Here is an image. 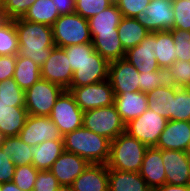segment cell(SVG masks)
I'll return each instance as SVG.
<instances>
[{
  "label": "cell",
  "instance_id": "4316f807",
  "mask_svg": "<svg viewBox=\"0 0 190 191\" xmlns=\"http://www.w3.org/2000/svg\"><path fill=\"white\" fill-rule=\"evenodd\" d=\"M32 164L38 170H50L53 163L64 152L63 141H43L37 146H32Z\"/></svg>",
  "mask_w": 190,
  "mask_h": 191
},
{
  "label": "cell",
  "instance_id": "74e56055",
  "mask_svg": "<svg viewBox=\"0 0 190 191\" xmlns=\"http://www.w3.org/2000/svg\"><path fill=\"white\" fill-rule=\"evenodd\" d=\"M35 2L36 0H7L2 4L0 16L8 20L23 18Z\"/></svg>",
  "mask_w": 190,
  "mask_h": 191
},
{
  "label": "cell",
  "instance_id": "8992f818",
  "mask_svg": "<svg viewBox=\"0 0 190 191\" xmlns=\"http://www.w3.org/2000/svg\"><path fill=\"white\" fill-rule=\"evenodd\" d=\"M65 89L45 79L38 80L25 91V108L28 115L49 116L56 100Z\"/></svg>",
  "mask_w": 190,
  "mask_h": 191
},
{
  "label": "cell",
  "instance_id": "8fae6325",
  "mask_svg": "<svg viewBox=\"0 0 190 191\" xmlns=\"http://www.w3.org/2000/svg\"><path fill=\"white\" fill-rule=\"evenodd\" d=\"M18 137L31 146H37L49 140L63 141L58 126L50 119V116L28 115Z\"/></svg>",
  "mask_w": 190,
  "mask_h": 191
},
{
  "label": "cell",
  "instance_id": "277c9868",
  "mask_svg": "<svg viewBox=\"0 0 190 191\" xmlns=\"http://www.w3.org/2000/svg\"><path fill=\"white\" fill-rule=\"evenodd\" d=\"M56 47L91 43L89 22L77 13L60 15L52 26Z\"/></svg>",
  "mask_w": 190,
  "mask_h": 191
},
{
  "label": "cell",
  "instance_id": "db71d44e",
  "mask_svg": "<svg viewBox=\"0 0 190 191\" xmlns=\"http://www.w3.org/2000/svg\"><path fill=\"white\" fill-rule=\"evenodd\" d=\"M5 1H7V0H0V3L3 4Z\"/></svg>",
  "mask_w": 190,
  "mask_h": 191
},
{
  "label": "cell",
  "instance_id": "f907efd6",
  "mask_svg": "<svg viewBox=\"0 0 190 191\" xmlns=\"http://www.w3.org/2000/svg\"><path fill=\"white\" fill-rule=\"evenodd\" d=\"M0 191H22L12 181L1 184Z\"/></svg>",
  "mask_w": 190,
  "mask_h": 191
},
{
  "label": "cell",
  "instance_id": "1f68e13d",
  "mask_svg": "<svg viewBox=\"0 0 190 191\" xmlns=\"http://www.w3.org/2000/svg\"><path fill=\"white\" fill-rule=\"evenodd\" d=\"M59 16V12L52 0H36L23 19L52 27Z\"/></svg>",
  "mask_w": 190,
  "mask_h": 191
},
{
  "label": "cell",
  "instance_id": "ee69618b",
  "mask_svg": "<svg viewBox=\"0 0 190 191\" xmlns=\"http://www.w3.org/2000/svg\"><path fill=\"white\" fill-rule=\"evenodd\" d=\"M151 0H114L123 17L135 18L145 11Z\"/></svg>",
  "mask_w": 190,
  "mask_h": 191
},
{
  "label": "cell",
  "instance_id": "7bdbcfd3",
  "mask_svg": "<svg viewBox=\"0 0 190 191\" xmlns=\"http://www.w3.org/2000/svg\"><path fill=\"white\" fill-rule=\"evenodd\" d=\"M175 13L174 29L190 31V0H172Z\"/></svg>",
  "mask_w": 190,
  "mask_h": 191
},
{
  "label": "cell",
  "instance_id": "f35d334b",
  "mask_svg": "<svg viewBox=\"0 0 190 191\" xmlns=\"http://www.w3.org/2000/svg\"><path fill=\"white\" fill-rule=\"evenodd\" d=\"M69 59L72 71H76L78 67L90 57L95 51L92 42L78 45H70L62 48Z\"/></svg>",
  "mask_w": 190,
  "mask_h": 191
},
{
  "label": "cell",
  "instance_id": "2e32d148",
  "mask_svg": "<svg viewBox=\"0 0 190 191\" xmlns=\"http://www.w3.org/2000/svg\"><path fill=\"white\" fill-rule=\"evenodd\" d=\"M90 163L74 153L64 151L53 163L50 171L57 179L59 185L71 186Z\"/></svg>",
  "mask_w": 190,
  "mask_h": 191
},
{
  "label": "cell",
  "instance_id": "484cf974",
  "mask_svg": "<svg viewBox=\"0 0 190 191\" xmlns=\"http://www.w3.org/2000/svg\"><path fill=\"white\" fill-rule=\"evenodd\" d=\"M153 49L161 69L166 70L176 62V48L171 30L153 32Z\"/></svg>",
  "mask_w": 190,
  "mask_h": 191
},
{
  "label": "cell",
  "instance_id": "9a60e30c",
  "mask_svg": "<svg viewBox=\"0 0 190 191\" xmlns=\"http://www.w3.org/2000/svg\"><path fill=\"white\" fill-rule=\"evenodd\" d=\"M166 184L190 185V167L184 151L162 149Z\"/></svg>",
  "mask_w": 190,
  "mask_h": 191
},
{
  "label": "cell",
  "instance_id": "4fadbf2b",
  "mask_svg": "<svg viewBox=\"0 0 190 191\" xmlns=\"http://www.w3.org/2000/svg\"><path fill=\"white\" fill-rule=\"evenodd\" d=\"M41 78L68 89L71 86L73 71L68 57L62 48L55 47L50 57L41 67Z\"/></svg>",
  "mask_w": 190,
  "mask_h": 191
},
{
  "label": "cell",
  "instance_id": "f546056e",
  "mask_svg": "<svg viewBox=\"0 0 190 191\" xmlns=\"http://www.w3.org/2000/svg\"><path fill=\"white\" fill-rule=\"evenodd\" d=\"M0 148L3 153L11 157L15 166L32 164V146L26 144L18 136L2 137Z\"/></svg>",
  "mask_w": 190,
  "mask_h": 191
},
{
  "label": "cell",
  "instance_id": "681fc988",
  "mask_svg": "<svg viewBox=\"0 0 190 191\" xmlns=\"http://www.w3.org/2000/svg\"><path fill=\"white\" fill-rule=\"evenodd\" d=\"M153 191H190V185L176 186L164 184L161 187L154 189Z\"/></svg>",
  "mask_w": 190,
  "mask_h": 191
},
{
  "label": "cell",
  "instance_id": "7c38bea8",
  "mask_svg": "<svg viewBox=\"0 0 190 191\" xmlns=\"http://www.w3.org/2000/svg\"><path fill=\"white\" fill-rule=\"evenodd\" d=\"M139 74L125 58L109 62L108 80L114 95L140 91Z\"/></svg>",
  "mask_w": 190,
  "mask_h": 191
},
{
  "label": "cell",
  "instance_id": "5bb4252c",
  "mask_svg": "<svg viewBox=\"0 0 190 191\" xmlns=\"http://www.w3.org/2000/svg\"><path fill=\"white\" fill-rule=\"evenodd\" d=\"M109 62L94 51L90 57L73 72L70 87L99 83L108 79Z\"/></svg>",
  "mask_w": 190,
  "mask_h": 191
},
{
  "label": "cell",
  "instance_id": "83f0119b",
  "mask_svg": "<svg viewBox=\"0 0 190 191\" xmlns=\"http://www.w3.org/2000/svg\"><path fill=\"white\" fill-rule=\"evenodd\" d=\"M122 13L115 3L101 13L88 19L90 34L118 33V25L122 19Z\"/></svg>",
  "mask_w": 190,
  "mask_h": 191
},
{
  "label": "cell",
  "instance_id": "b9f144b4",
  "mask_svg": "<svg viewBox=\"0 0 190 191\" xmlns=\"http://www.w3.org/2000/svg\"><path fill=\"white\" fill-rule=\"evenodd\" d=\"M140 91L149 94L153 89L162 87L168 83L166 72L163 69H159L150 73H140Z\"/></svg>",
  "mask_w": 190,
  "mask_h": 191
},
{
  "label": "cell",
  "instance_id": "f6af8a7d",
  "mask_svg": "<svg viewBox=\"0 0 190 191\" xmlns=\"http://www.w3.org/2000/svg\"><path fill=\"white\" fill-rule=\"evenodd\" d=\"M59 186L57 179L50 170H41L38 172L32 191H57Z\"/></svg>",
  "mask_w": 190,
  "mask_h": 191
},
{
  "label": "cell",
  "instance_id": "7dc6e473",
  "mask_svg": "<svg viewBox=\"0 0 190 191\" xmlns=\"http://www.w3.org/2000/svg\"><path fill=\"white\" fill-rule=\"evenodd\" d=\"M17 55L0 56V82L13 78Z\"/></svg>",
  "mask_w": 190,
  "mask_h": 191
},
{
  "label": "cell",
  "instance_id": "836d02e7",
  "mask_svg": "<svg viewBox=\"0 0 190 191\" xmlns=\"http://www.w3.org/2000/svg\"><path fill=\"white\" fill-rule=\"evenodd\" d=\"M0 103L6 106H25V91L13 78L0 82Z\"/></svg>",
  "mask_w": 190,
  "mask_h": 191
},
{
  "label": "cell",
  "instance_id": "44dd1931",
  "mask_svg": "<svg viewBox=\"0 0 190 191\" xmlns=\"http://www.w3.org/2000/svg\"><path fill=\"white\" fill-rule=\"evenodd\" d=\"M114 96V105L125 124L148 109L147 94L141 91L125 92Z\"/></svg>",
  "mask_w": 190,
  "mask_h": 191
},
{
  "label": "cell",
  "instance_id": "9c48e42d",
  "mask_svg": "<svg viewBox=\"0 0 190 191\" xmlns=\"http://www.w3.org/2000/svg\"><path fill=\"white\" fill-rule=\"evenodd\" d=\"M79 108L87 110L107 107L114 104V92L109 80L80 87H69Z\"/></svg>",
  "mask_w": 190,
  "mask_h": 191
},
{
  "label": "cell",
  "instance_id": "52a82bcc",
  "mask_svg": "<svg viewBox=\"0 0 190 191\" xmlns=\"http://www.w3.org/2000/svg\"><path fill=\"white\" fill-rule=\"evenodd\" d=\"M167 121L163 116L147 109L125 125V132L147 147H155Z\"/></svg>",
  "mask_w": 190,
  "mask_h": 191
},
{
  "label": "cell",
  "instance_id": "ac0fdd59",
  "mask_svg": "<svg viewBox=\"0 0 190 191\" xmlns=\"http://www.w3.org/2000/svg\"><path fill=\"white\" fill-rule=\"evenodd\" d=\"M139 73H150L160 69L153 49V32L137 46L127 50L124 57Z\"/></svg>",
  "mask_w": 190,
  "mask_h": 191
},
{
  "label": "cell",
  "instance_id": "c3c4849f",
  "mask_svg": "<svg viewBox=\"0 0 190 191\" xmlns=\"http://www.w3.org/2000/svg\"><path fill=\"white\" fill-rule=\"evenodd\" d=\"M59 15L75 13V0H52Z\"/></svg>",
  "mask_w": 190,
  "mask_h": 191
},
{
  "label": "cell",
  "instance_id": "f5cc1de1",
  "mask_svg": "<svg viewBox=\"0 0 190 191\" xmlns=\"http://www.w3.org/2000/svg\"><path fill=\"white\" fill-rule=\"evenodd\" d=\"M185 153H186L188 164H189V167H190V148L187 151H185Z\"/></svg>",
  "mask_w": 190,
  "mask_h": 191
},
{
  "label": "cell",
  "instance_id": "ab89813d",
  "mask_svg": "<svg viewBox=\"0 0 190 191\" xmlns=\"http://www.w3.org/2000/svg\"><path fill=\"white\" fill-rule=\"evenodd\" d=\"M114 3V0H75V13L90 19Z\"/></svg>",
  "mask_w": 190,
  "mask_h": 191
},
{
  "label": "cell",
  "instance_id": "e0dca14e",
  "mask_svg": "<svg viewBox=\"0 0 190 191\" xmlns=\"http://www.w3.org/2000/svg\"><path fill=\"white\" fill-rule=\"evenodd\" d=\"M190 122L167 121L165 129L160 134L156 148L165 150L187 151L189 149Z\"/></svg>",
  "mask_w": 190,
  "mask_h": 191
},
{
  "label": "cell",
  "instance_id": "30bf717a",
  "mask_svg": "<svg viewBox=\"0 0 190 191\" xmlns=\"http://www.w3.org/2000/svg\"><path fill=\"white\" fill-rule=\"evenodd\" d=\"M174 16L172 0H151L135 18L149 32H156L174 29Z\"/></svg>",
  "mask_w": 190,
  "mask_h": 191
},
{
  "label": "cell",
  "instance_id": "7402d4cb",
  "mask_svg": "<svg viewBox=\"0 0 190 191\" xmlns=\"http://www.w3.org/2000/svg\"><path fill=\"white\" fill-rule=\"evenodd\" d=\"M28 116L25 106H6L0 103V136H18Z\"/></svg>",
  "mask_w": 190,
  "mask_h": 191
},
{
  "label": "cell",
  "instance_id": "d6986e66",
  "mask_svg": "<svg viewBox=\"0 0 190 191\" xmlns=\"http://www.w3.org/2000/svg\"><path fill=\"white\" fill-rule=\"evenodd\" d=\"M162 161V149L147 148L139 174L152 191L166 184V173Z\"/></svg>",
  "mask_w": 190,
  "mask_h": 191
},
{
  "label": "cell",
  "instance_id": "e575fe53",
  "mask_svg": "<svg viewBox=\"0 0 190 191\" xmlns=\"http://www.w3.org/2000/svg\"><path fill=\"white\" fill-rule=\"evenodd\" d=\"M165 72L168 83L178 88H190V62L176 61Z\"/></svg>",
  "mask_w": 190,
  "mask_h": 191
},
{
  "label": "cell",
  "instance_id": "ba28073f",
  "mask_svg": "<svg viewBox=\"0 0 190 191\" xmlns=\"http://www.w3.org/2000/svg\"><path fill=\"white\" fill-rule=\"evenodd\" d=\"M83 113L73 94L65 89L56 100L49 116L64 136L83 126Z\"/></svg>",
  "mask_w": 190,
  "mask_h": 191
},
{
  "label": "cell",
  "instance_id": "bcb514c9",
  "mask_svg": "<svg viewBox=\"0 0 190 191\" xmlns=\"http://www.w3.org/2000/svg\"><path fill=\"white\" fill-rule=\"evenodd\" d=\"M16 166L11 157L3 153L0 148V183L11 182L15 173Z\"/></svg>",
  "mask_w": 190,
  "mask_h": 191
},
{
  "label": "cell",
  "instance_id": "5b68a950",
  "mask_svg": "<svg viewBox=\"0 0 190 191\" xmlns=\"http://www.w3.org/2000/svg\"><path fill=\"white\" fill-rule=\"evenodd\" d=\"M125 125L114 104L87 110L83 113V126L111 141L125 133Z\"/></svg>",
  "mask_w": 190,
  "mask_h": 191
},
{
  "label": "cell",
  "instance_id": "7a4b0ae2",
  "mask_svg": "<svg viewBox=\"0 0 190 191\" xmlns=\"http://www.w3.org/2000/svg\"><path fill=\"white\" fill-rule=\"evenodd\" d=\"M64 151L77 154L90 164H106L111 140L84 126L63 136Z\"/></svg>",
  "mask_w": 190,
  "mask_h": 191
},
{
  "label": "cell",
  "instance_id": "cb8c5ba5",
  "mask_svg": "<svg viewBox=\"0 0 190 191\" xmlns=\"http://www.w3.org/2000/svg\"><path fill=\"white\" fill-rule=\"evenodd\" d=\"M95 51L108 62L123 59L125 51L118 33L91 34Z\"/></svg>",
  "mask_w": 190,
  "mask_h": 191
},
{
  "label": "cell",
  "instance_id": "ffe728a7",
  "mask_svg": "<svg viewBox=\"0 0 190 191\" xmlns=\"http://www.w3.org/2000/svg\"><path fill=\"white\" fill-rule=\"evenodd\" d=\"M106 164H90L72 183L73 191H109Z\"/></svg>",
  "mask_w": 190,
  "mask_h": 191
},
{
  "label": "cell",
  "instance_id": "603a6c76",
  "mask_svg": "<svg viewBox=\"0 0 190 191\" xmlns=\"http://www.w3.org/2000/svg\"><path fill=\"white\" fill-rule=\"evenodd\" d=\"M109 191H152L139 172L109 169Z\"/></svg>",
  "mask_w": 190,
  "mask_h": 191
},
{
  "label": "cell",
  "instance_id": "60d3db41",
  "mask_svg": "<svg viewBox=\"0 0 190 191\" xmlns=\"http://www.w3.org/2000/svg\"><path fill=\"white\" fill-rule=\"evenodd\" d=\"M175 44L176 61L190 62V31L171 29Z\"/></svg>",
  "mask_w": 190,
  "mask_h": 191
},
{
  "label": "cell",
  "instance_id": "816d5d0a",
  "mask_svg": "<svg viewBox=\"0 0 190 191\" xmlns=\"http://www.w3.org/2000/svg\"><path fill=\"white\" fill-rule=\"evenodd\" d=\"M57 191H73L72 186L60 185Z\"/></svg>",
  "mask_w": 190,
  "mask_h": 191
},
{
  "label": "cell",
  "instance_id": "d590c367",
  "mask_svg": "<svg viewBox=\"0 0 190 191\" xmlns=\"http://www.w3.org/2000/svg\"><path fill=\"white\" fill-rule=\"evenodd\" d=\"M171 120L190 122V88H177L175 91Z\"/></svg>",
  "mask_w": 190,
  "mask_h": 191
},
{
  "label": "cell",
  "instance_id": "8d00e7d4",
  "mask_svg": "<svg viewBox=\"0 0 190 191\" xmlns=\"http://www.w3.org/2000/svg\"><path fill=\"white\" fill-rule=\"evenodd\" d=\"M39 171L33 164L16 166L12 182L22 191H32Z\"/></svg>",
  "mask_w": 190,
  "mask_h": 191
},
{
  "label": "cell",
  "instance_id": "d6a6232c",
  "mask_svg": "<svg viewBox=\"0 0 190 191\" xmlns=\"http://www.w3.org/2000/svg\"><path fill=\"white\" fill-rule=\"evenodd\" d=\"M19 41L14 20L0 21V56L18 55Z\"/></svg>",
  "mask_w": 190,
  "mask_h": 191
},
{
  "label": "cell",
  "instance_id": "f1b7e54d",
  "mask_svg": "<svg viewBox=\"0 0 190 191\" xmlns=\"http://www.w3.org/2000/svg\"><path fill=\"white\" fill-rule=\"evenodd\" d=\"M118 34L124 51L137 46L150 32L136 18L122 17Z\"/></svg>",
  "mask_w": 190,
  "mask_h": 191
},
{
  "label": "cell",
  "instance_id": "4dcf8cb0",
  "mask_svg": "<svg viewBox=\"0 0 190 191\" xmlns=\"http://www.w3.org/2000/svg\"><path fill=\"white\" fill-rule=\"evenodd\" d=\"M13 79L26 91L41 79V68L30 58L17 55Z\"/></svg>",
  "mask_w": 190,
  "mask_h": 191
},
{
  "label": "cell",
  "instance_id": "d4e9b609",
  "mask_svg": "<svg viewBox=\"0 0 190 191\" xmlns=\"http://www.w3.org/2000/svg\"><path fill=\"white\" fill-rule=\"evenodd\" d=\"M178 87L167 83L162 87L153 89L147 94L148 109L163 116L166 120H171V112L175 91Z\"/></svg>",
  "mask_w": 190,
  "mask_h": 191
},
{
  "label": "cell",
  "instance_id": "3957f363",
  "mask_svg": "<svg viewBox=\"0 0 190 191\" xmlns=\"http://www.w3.org/2000/svg\"><path fill=\"white\" fill-rule=\"evenodd\" d=\"M147 146L126 132L111 141L108 169L139 172Z\"/></svg>",
  "mask_w": 190,
  "mask_h": 191
},
{
  "label": "cell",
  "instance_id": "6da1fadb",
  "mask_svg": "<svg viewBox=\"0 0 190 191\" xmlns=\"http://www.w3.org/2000/svg\"><path fill=\"white\" fill-rule=\"evenodd\" d=\"M14 23L19 41L18 55L30 58L41 68L56 47L52 27L23 18L15 19Z\"/></svg>",
  "mask_w": 190,
  "mask_h": 191
}]
</instances>
